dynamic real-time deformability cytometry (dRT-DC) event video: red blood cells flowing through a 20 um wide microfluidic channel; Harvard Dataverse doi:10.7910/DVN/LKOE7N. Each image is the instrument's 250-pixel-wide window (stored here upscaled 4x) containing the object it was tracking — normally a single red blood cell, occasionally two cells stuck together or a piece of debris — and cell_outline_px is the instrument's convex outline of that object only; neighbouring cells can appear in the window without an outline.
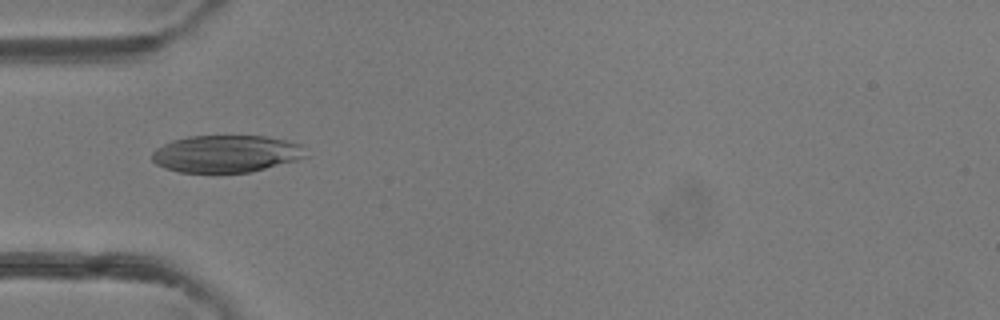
{"species": "common noctule bat (a hibernating species)", "species_latin": "Nyctalus noctula", "temperature_condition": "room temperature", "stored_images_in_passage": 35, "camera_frame_rate_fps": 3000, "um_per_image_px": 0.085, "animal": {"sex": "female"}, "frame": {"image": 1, "passage_image": 3, "time_ms": 0.667, "image_size_px": [1000, 320], "cell_outline_px": [[308, 156], [296, 160], [248, 172], [180, 172], [164, 168], [156, 164], [152, 160], [152, 152], [156, 148], [172, 140], [188, 136], [264, 136], [284, 140], [300, 144]], "centroid_in_image_um": [19.18, 13.06], "position_along_channel_um": 65.8, "area_um2": 33.06}}
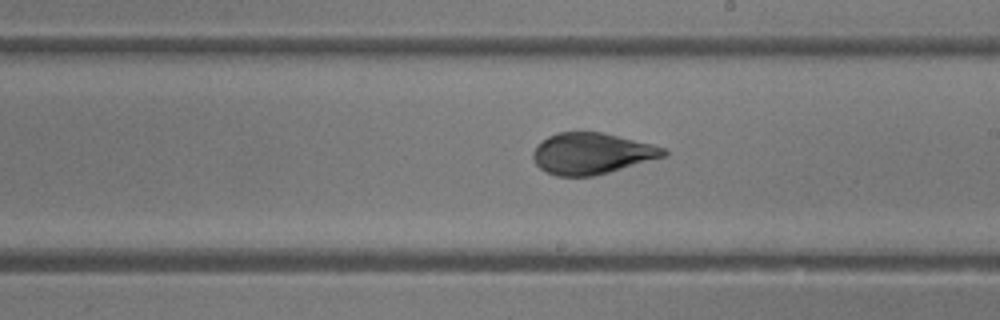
{"frame": {"image": 2, "passage_image": 15, "time_ms": 4.667, "image_size_px": [1000, 320], "cell_outline_px": [[668, 156], [608, 172], [592, 176], [556, 176], [540, 168], [536, 164], [532, 156], [532, 152], [548, 136], [556, 132], [600, 132], [652, 144], [664, 148], [668, 152]], "centroid_in_image_um": [50.31, 13.05], "position_along_channel_um": 238.7, "area_um2": 31.1}}
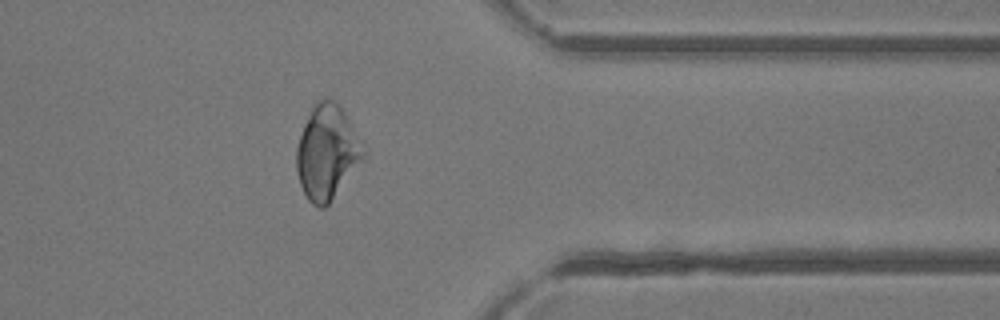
{"frame": {"image": 3, "passage_image": 26, "time_ms": 8.333, "image_size_px": [1000, 320], "cell_outline_px": [[364, 156], [328, 204], [324, 208], [320, 208], [312, 204], [308, 200], [300, 184], [296, 168], [296, 148], [304, 124], [316, 100], [324, 96], [332, 100], [344, 112], [364, 144]], "centroid_in_image_um": [27.77, 12.92], "position_along_channel_um": 383.6, "area_um2": 36.13}}